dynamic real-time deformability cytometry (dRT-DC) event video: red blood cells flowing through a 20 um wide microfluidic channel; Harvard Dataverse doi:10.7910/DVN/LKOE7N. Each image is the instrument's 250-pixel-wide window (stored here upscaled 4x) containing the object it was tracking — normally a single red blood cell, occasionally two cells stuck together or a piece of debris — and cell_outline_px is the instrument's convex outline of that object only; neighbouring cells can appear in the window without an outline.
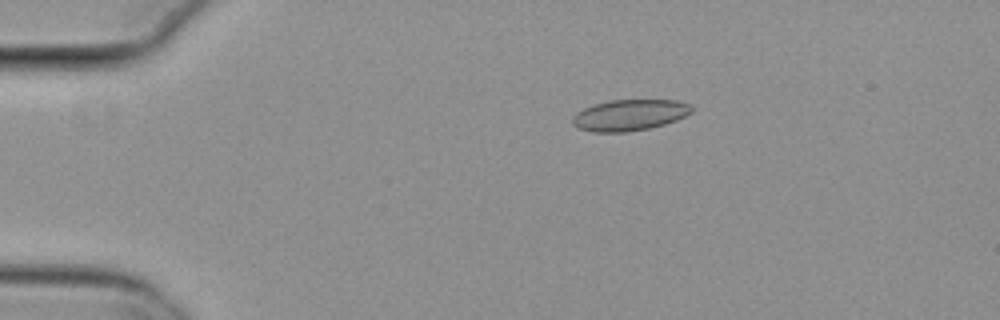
{"species": "common noctule bat (a hibernating species)", "species_latin": "Nyctalus noctula", "temperature_condition": "cold", "stored_images_in_passage": 50, "camera_frame_rate_fps": 3000, "um_per_image_px": 0.085, "animal": {"sex": "female", "body_mass_g": 29.2, "forearm_length_mm": 56.3}, "frame": {"image": 1, "passage_image": 11, "time_ms": 3.333, "image_size_px": [1000, 320], "cell_outline_px": [[692, 112], [676, 120], [664, 124], [648, 128], [628, 132], [592, 132], [580, 128], [572, 124], [572, 116], [576, 112], [584, 108], [596, 104], [612, 100], [676, 100], [688, 104], [692, 108]], "centroid_in_image_um": [53.49, 9.78], "position_along_channel_um": 31.5, "area_um2": 21.44}}
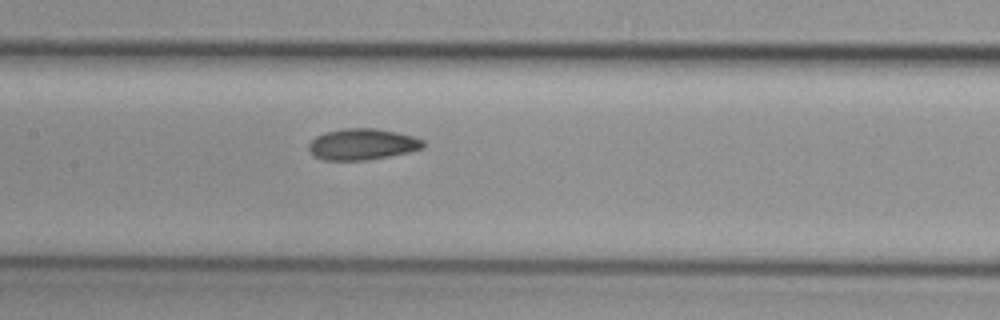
{"frame": {"image": 2, "passage_image": 27, "time_ms": 8.667, "image_size_px": [1000, 320], "cell_outline_px": [[424, 148], [408, 152], [388, 156], [364, 160], [324, 160], [312, 156], [308, 148], [308, 144], [316, 136], [324, 132], [344, 128], [376, 128], [396, 132], [412, 136], [424, 140]], "centroid_in_image_um": [30.76, 12.26], "position_along_channel_um": 176.6, "area_um2": 20.87}}
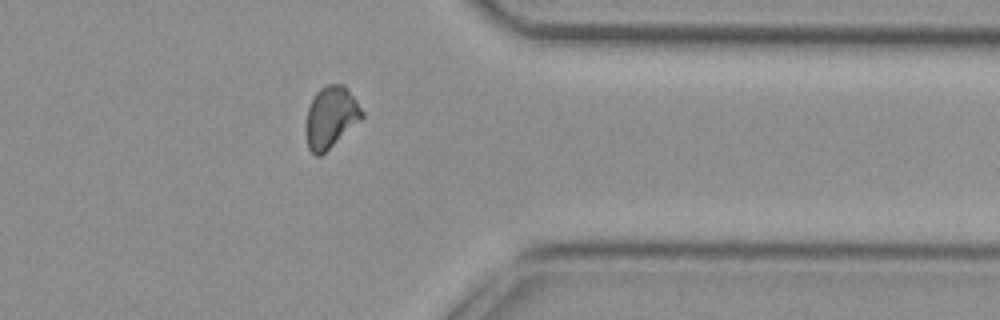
{"frame": {"image": 3, "passage_image": 44, "time_ms": 14.333, "image_size_px": [1000, 320], "cell_outline_px": [[364, 116], [360, 120], [320, 156], [316, 156], [308, 148], [304, 132], [304, 128], [308, 108], [316, 92], [324, 84], [344, 84], [348, 88], [364, 112]], "centroid_in_image_um": [28.09, 9.94], "position_along_channel_um": 383.3, "area_um2": 20.17}, "authors_computed_cell_mechanics": {"area_um2": 20.7213, "velocity_mm_per_s": 3.8109, "shape_relaxation_time_tau1_ms": null, "shape_relaxation_time_tau2_ms": 4.3819, "deformation_change_tau1": null, "deformation_change_tau2": 0.0741}}